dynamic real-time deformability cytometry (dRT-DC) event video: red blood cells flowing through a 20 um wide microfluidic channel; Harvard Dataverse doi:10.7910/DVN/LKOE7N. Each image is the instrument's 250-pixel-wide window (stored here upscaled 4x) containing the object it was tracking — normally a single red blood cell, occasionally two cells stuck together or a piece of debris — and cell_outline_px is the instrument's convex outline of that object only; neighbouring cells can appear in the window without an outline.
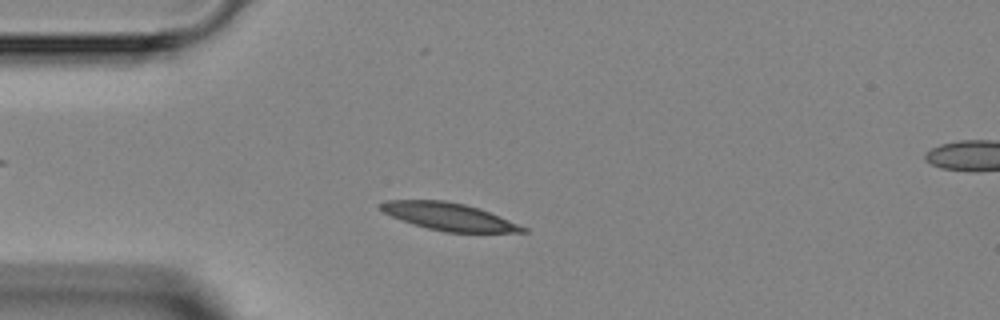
{"species": "Egyptian fruit bat (a non-hibernating species)", "species_latin": "Rousettus aegyptiacus", "temperature_condition": "room temperature", "stored_images_in_passage": 5, "segment_of_instrument_passage": [1, 2], "camera_frame_rate_fps": 3000, "um_per_image_px": 0.085, "animal": {"sex": "female"}, "frame": {"image": 1, "passage_image": 4, "time_ms": 4.333, "image_size_px": [1000, 320], "cell_outline_px": [[528, 232], [444, 232], [428, 228], [392, 216], [384, 212], [380, 208], [380, 204], [384, 200], [444, 200], [464, 204], [480, 208], [500, 216], [528, 228]], "centroid_in_image_um": [38.2, 18.4], "position_along_channel_um": 46.8, "area_um2": 22.48}}